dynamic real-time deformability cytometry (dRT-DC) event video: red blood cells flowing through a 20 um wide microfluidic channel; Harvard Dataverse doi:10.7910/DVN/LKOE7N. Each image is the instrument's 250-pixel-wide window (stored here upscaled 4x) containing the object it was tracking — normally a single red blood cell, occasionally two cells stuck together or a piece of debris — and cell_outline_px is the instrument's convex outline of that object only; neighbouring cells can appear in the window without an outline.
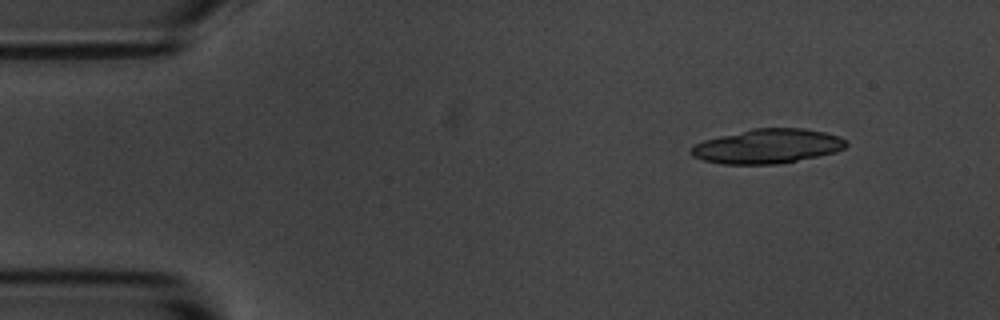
{"species": "common noctule bat (a hibernating species)", "species_latin": "Nyctalus noctula", "temperature_condition": "room temperature", "stored_images_in_passage": 4, "camera_frame_rate_fps": 3000, "um_per_image_px": 0.085, "animal": {"sex": "male", "body_mass_g": 20.1, "forearm_length_mm": 53.5}, "frame": {"image": 1, "passage_image": 2, "time_ms": 1.0, "image_size_px": [1000, 320], "cell_outline_px": [[848, 144], [844, 148], [836, 152], [776, 164], [724, 164], [704, 160], [692, 156], [688, 152], [688, 148], [704, 140], [752, 128], [804, 128], [824, 132], [840, 136]], "centroid_in_image_um": [65.21, 12.42], "position_along_channel_um": 19.8, "area_um2": 30.98}}